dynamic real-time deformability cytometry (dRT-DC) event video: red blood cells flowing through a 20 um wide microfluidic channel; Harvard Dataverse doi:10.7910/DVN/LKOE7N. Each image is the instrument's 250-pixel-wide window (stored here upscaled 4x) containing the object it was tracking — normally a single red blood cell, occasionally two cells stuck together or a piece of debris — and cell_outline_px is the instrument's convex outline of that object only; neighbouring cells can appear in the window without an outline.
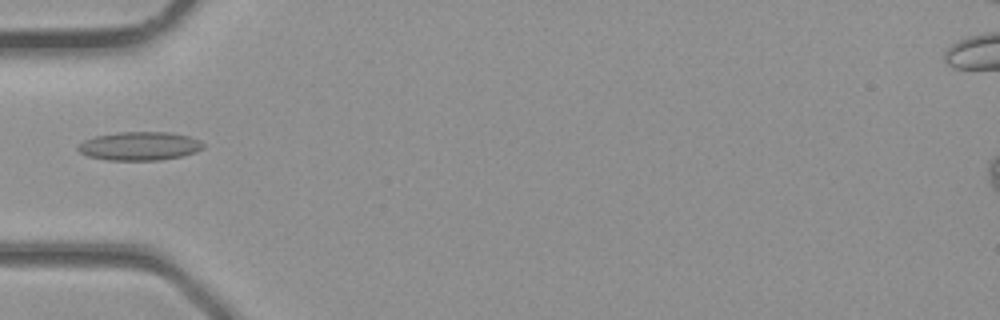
{"species": "common noctule bat (a hibernating species)", "species_latin": "Nyctalus noctula", "temperature_condition": "room temperature", "stored_images_in_passage": 3, "camera_frame_rate_fps": 3000, "um_per_image_px": 0.085, "animal": {"sex": "male", "body_mass_g": 23.1, "forearm_length_mm": 52.7}, "frame": {"image": 1, "passage_image": 3, "time_ms": 0.667, "image_size_px": [1000, 320], "cell_outline_px": [[204, 148], [196, 152], [180, 156], [160, 160], [108, 160], [88, 156], [80, 152], [76, 148], [84, 140], [96, 136], [120, 132], [168, 132], [188, 136], [200, 140], [204, 144]], "centroid_in_image_um": [11.88, 12.41], "position_along_channel_um": 73.1, "area_um2": 20.75}}